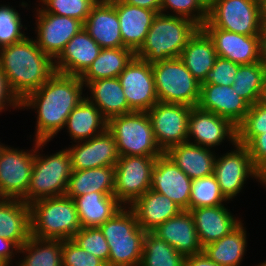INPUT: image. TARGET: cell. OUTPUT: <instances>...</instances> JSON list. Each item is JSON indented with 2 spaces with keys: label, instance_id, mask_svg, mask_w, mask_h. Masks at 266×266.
<instances>
[{
  "label": "cell",
  "instance_id": "16",
  "mask_svg": "<svg viewBox=\"0 0 266 266\" xmlns=\"http://www.w3.org/2000/svg\"><path fill=\"white\" fill-rule=\"evenodd\" d=\"M195 139L193 142L190 139ZM187 142L211 149L229 139L234 145L237 142V127L228 119L198 106L191 109L188 119Z\"/></svg>",
  "mask_w": 266,
  "mask_h": 266
},
{
  "label": "cell",
  "instance_id": "25",
  "mask_svg": "<svg viewBox=\"0 0 266 266\" xmlns=\"http://www.w3.org/2000/svg\"><path fill=\"white\" fill-rule=\"evenodd\" d=\"M202 247L221 239L242 221L237 220L224 205L189 210Z\"/></svg>",
  "mask_w": 266,
  "mask_h": 266
},
{
  "label": "cell",
  "instance_id": "20",
  "mask_svg": "<svg viewBox=\"0 0 266 266\" xmlns=\"http://www.w3.org/2000/svg\"><path fill=\"white\" fill-rule=\"evenodd\" d=\"M199 108L228 119L238 127L245 119L250 105L231 86L200 84Z\"/></svg>",
  "mask_w": 266,
  "mask_h": 266
},
{
  "label": "cell",
  "instance_id": "49",
  "mask_svg": "<svg viewBox=\"0 0 266 266\" xmlns=\"http://www.w3.org/2000/svg\"><path fill=\"white\" fill-rule=\"evenodd\" d=\"M16 252H19V247L13 241L0 236V263L3 266L12 264V257L17 254Z\"/></svg>",
  "mask_w": 266,
  "mask_h": 266
},
{
  "label": "cell",
  "instance_id": "19",
  "mask_svg": "<svg viewBox=\"0 0 266 266\" xmlns=\"http://www.w3.org/2000/svg\"><path fill=\"white\" fill-rule=\"evenodd\" d=\"M192 179L164 153L152 169L151 190L171 199L183 210H189Z\"/></svg>",
  "mask_w": 266,
  "mask_h": 266
},
{
  "label": "cell",
  "instance_id": "18",
  "mask_svg": "<svg viewBox=\"0 0 266 266\" xmlns=\"http://www.w3.org/2000/svg\"><path fill=\"white\" fill-rule=\"evenodd\" d=\"M72 146L68 147L67 150L71 157L73 170L105 166L115 167L120 157L116 140L108 130L91 139L77 142V145L73 144Z\"/></svg>",
  "mask_w": 266,
  "mask_h": 266
},
{
  "label": "cell",
  "instance_id": "34",
  "mask_svg": "<svg viewBox=\"0 0 266 266\" xmlns=\"http://www.w3.org/2000/svg\"><path fill=\"white\" fill-rule=\"evenodd\" d=\"M245 227L241 222L229 234L203 247V252L220 266H240L247 247Z\"/></svg>",
  "mask_w": 266,
  "mask_h": 266
},
{
  "label": "cell",
  "instance_id": "10",
  "mask_svg": "<svg viewBox=\"0 0 266 266\" xmlns=\"http://www.w3.org/2000/svg\"><path fill=\"white\" fill-rule=\"evenodd\" d=\"M157 157L120 156L115 166L114 196L124 206L151 189L152 169Z\"/></svg>",
  "mask_w": 266,
  "mask_h": 266
},
{
  "label": "cell",
  "instance_id": "52",
  "mask_svg": "<svg viewBox=\"0 0 266 266\" xmlns=\"http://www.w3.org/2000/svg\"><path fill=\"white\" fill-rule=\"evenodd\" d=\"M260 45H261V58L266 63V21L262 26L260 33Z\"/></svg>",
  "mask_w": 266,
  "mask_h": 266
},
{
  "label": "cell",
  "instance_id": "1",
  "mask_svg": "<svg viewBox=\"0 0 266 266\" xmlns=\"http://www.w3.org/2000/svg\"><path fill=\"white\" fill-rule=\"evenodd\" d=\"M83 86L80 76L55 72L20 102V109H37L36 141L49 142L65 127L69 114L85 98Z\"/></svg>",
  "mask_w": 266,
  "mask_h": 266
},
{
  "label": "cell",
  "instance_id": "55",
  "mask_svg": "<svg viewBox=\"0 0 266 266\" xmlns=\"http://www.w3.org/2000/svg\"><path fill=\"white\" fill-rule=\"evenodd\" d=\"M261 2V11L264 19H266V0H260Z\"/></svg>",
  "mask_w": 266,
  "mask_h": 266
},
{
  "label": "cell",
  "instance_id": "30",
  "mask_svg": "<svg viewBox=\"0 0 266 266\" xmlns=\"http://www.w3.org/2000/svg\"><path fill=\"white\" fill-rule=\"evenodd\" d=\"M217 57L212 39L199 28L183 48L179 58L201 84Z\"/></svg>",
  "mask_w": 266,
  "mask_h": 266
},
{
  "label": "cell",
  "instance_id": "27",
  "mask_svg": "<svg viewBox=\"0 0 266 266\" xmlns=\"http://www.w3.org/2000/svg\"><path fill=\"white\" fill-rule=\"evenodd\" d=\"M209 148L191 143L170 147L165 154L190 179H200L213 174L216 155Z\"/></svg>",
  "mask_w": 266,
  "mask_h": 266
},
{
  "label": "cell",
  "instance_id": "4",
  "mask_svg": "<svg viewBox=\"0 0 266 266\" xmlns=\"http://www.w3.org/2000/svg\"><path fill=\"white\" fill-rule=\"evenodd\" d=\"M31 236L41 239H72L81 229L74 200L58 196L29 204Z\"/></svg>",
  "mask_w": 266,
  "mask_h": 266
},
{
  "label": "cell",
  "instance_id": "42",
  "mask_svg": "<svg viewBox=\"0 0 266 266\" xmlns=\"http://www.w3.org/2000/svg\"><path fill=\"white\" fill-rule=\"evenodd\" d=\"M266 131V106H250L244 121L237 127V142L246 146L256 135Z\"/></svg>",
  "mask_w": 266,
  "mask_h": 266
},
{
  "label": "cell",
  "instance_id": "48",
  "mask_svg": "<svg viewBox=\"0 0 266 266\" xmlns=\"http://www.w3.org/2000/svg\"><path fill=\"white\" fill-rule=\"evenodd\" d=\"M9 107L20 108V101L8 86L6 76L0 69V112Z\"/></svg>",
  "mask_w": 266,
  "mask_h": 266
},
{
  "label": "cell",
  "instance_id": "17",
  "mask_svg": "<svg viewBox=\"0 0 266 266\" xmlns=\"http://www.w3.org/2000/svg\"><path fill=\"white\" fill-rule=\"evenodd\" d=\"M212 39L217 56L239 65L262 61L260 35H242L219 28H202Z\"/></svg>",
  "mask_w": 266,
  "mask_h": 266
},
{
  "label": "cell",
  "instance_id": "2",
  "mask_svg": "<svg viewBox=\"0 0 266 266\" xmlns=\"http://www.w3.org/2000/svg\"><path fill=\"white\" fill-rule=\"evenodd\" d=\"M0 69L20 102L55 73L54 61L29 37L0 48Z\"/></svg>",
  "mask_w": 266,
  "mask_h": 266
},
{
  "label": "cell",
  "instance_id": "15",
  "mask_svg": "<svg viewBox=\"0 0 266 266\" xmlns=\"http://www.w3.org/2000/svg\"><path fill=\"white\" fill-rule=\"evenodd\" d=\"M36 11L35 42L54 61L70 39L83 28V23L72 17L47 13L41 7Z\"/></svg>",
  "mask_w": 266,
  "mask_h": 266
},
{
  "label": "cell",
  "instance_id": "44",
  "mask_svg": "<svg viewBox=\"0 0 266 266\" xmlns=\"http://www.w3.org/2000/svg\"><path fill=\"white\" fill-rule=\"evenodd\" d=\"M72 240L85 251L103 260L108 266L110 248L99 227L81 228Z\"/></svg>",
  "mask_w": 266,
  "mask_h": 266
},
{
  "label": "cell",
  "instance_id": "53",
  "mask_svg": "<svg viewBox=\"0 0 266 266\" xmlns=\"http://www.w3.org/2000/svg\"><path fill=\"white\" fill-rule=\"evenodd\" d=\"M258 103L260 105L266 106V79L264 81L262 90L260 92V96H259V99H258Z\"/></svg>",
  "mask_w": 266,
  "mask_h": 266
},
{
  "label": "cell",
  "instance_id": "12",
  "mask_svg": "<svg viewBox=\"0 0 266 266\" xmlns=\"http://www.w3.org/2000/svg\"><path fill=\"white\" fill-rule=\"evenodd\" d=\"M34 148L29 152L3 146L0 151V197L22 199L29 187L36 154Z\"/></svg>",
  "mask_w": 266,
  "mask_h": 266
},
{
  "label": "cell",
  "instance_id": "22",
  "mask_svg": "<svg viewBox=\"0 0 266 266\" xmlns=\"http://www.w3.org/2000/svg\"><path fill=\"white\" fill-rule=\"evenodd\" d=\"M83 28L101 48L124 47L114 0H98Z\"/></svg>",
  "mask_w": 266,
  "mask_h": 266
},
{
  "label": "cell",
  "instance_id": "54",
  "mask_svg": "<svg viewBox=\"0 0 266 266\" xmlns=\"http://www.w3.org/2000/svg\"><path fill=\"white\" fill-rule=\"evenodd\" d=\"M201 4L208 10L215 0H199Z\"/></svg>",
  "mask_w": 266,
  "mask_h": 266
},
{
  "label": "cell",
  "instance_id": "7",
  "mask_svg": "<svg viewBox=\"0 0 266 266\" xmlns=\"http://www.w3.org/2000/svg\"><path fill=\"white\" fill-rule=\"evenodd\" d=\"M107 130L116 140L120 156L159 157V148L147 112H130L108 120Z\"/></svg>",
  "mask_w": 266,
  "mask_h": 266
},
{
  "label": "cell",
  "instance_id": "43",
  "mask_svg": "<svg viewBox=\"0 0 266 266\" xmlns=\"http://www.w3.org/2000/svg\"><path fill=\"white\" fill-rule=\"evenodd\" d=\"M168 8L175 14L165 13ZM160 13L189 19L200 28L208 18V10L199 0H161Z\"/></svg>",
  "mask_w": 266,
  "mask_h": 266
},
{
  "label": "cell",
  "instance_id": "36",
  "mask_svg": "<svg viewBox=\"0 0 266 266\" xmlns=\"http://www.w3.org/2000/svg\"><path fill=\"white\" fill-rule=\"evenodd\" d=\"M24 259L18 266H62V240L31 236L20 248Z\"/></svg>",
  "mask_w": 266,
  "mask_h": 266
},
{
  "label": "cell",
  "instance_id": "21",
  "mask_svg": "<svg viewBox=\"0 0 266 266\" xmlns=\"http://www.w3.org/2000/svg\"><path fill=\"white\" fill-rule=\"evenodd\" d=\"M101 49L98 43L82 28L70 39L54 60L55 72L81 76L98 57Z\"/></svg>",
  "mask_w": 266,
  "mask_h": 266
},
{
  "label": "cell",
  "instance_id": "26",
  "mask_svg": "<svg viewBox=\"0 0 266 266\" xmlns=\"http://www.w3.org/2000/svg\"><path fill=\"white\" fill-rule=\"evenodd\" d=\"M130 208L134 212L138 225L146 232H152L183 209L163 194L149 189L137 198Z\"/></svg>",
  "mask_w": 266,
  "mask_h": 266
},
{
  "label": "cell",
  "instance_id": "47",
  "mask_svg": "<svg viewBox=\"0 0 266 266\" xmlns=\"http://www.w3.org/2000/svg\"><path fill=\"white\" fill-rule=\"evenodd\" d=\"M246 147L249 150L251 159L257 170L266 175V131L263 134L256 135Z\"/></svg>",
  "mask_w": 266,
  "mask_h": 266
},
{
  "label": "cell",
  "instance_id": "24",
  "mask_svg": "<svg viewBox=\"0 0 266 266\" xmlns=\"http://www.w3.org/2000/svg\"><path fill=\"white\" fill-rule=\"evenodd\" d=\"M124 47L136 53L145 41L157 12L114 0Z\"/></svg>",
  "mask_w": 266,
  "mask_h": 266
},
{
  "label": "cell",
  "instance_id": "14",
  "mask_svg": "<svg viewBox=\"0 0 266 266\" xmlns=\"http://www.w3.org/2000/svg\"><path fill=\"white\" fill-rule=\"evenodd\" d=\"M118 79L133 112H147L158 102L151 63L134 57Z\"/></svg>",
  "mask_w": 266,
  "mask_h": 266
},
{
  "label": "cell",
  "instance_id": "11",
  "mask_svg": "<svg viewBox=\"0 0 266 266\" xmlns=\"http://www.w3.org/2000/svg\"><path fill=\"white\" fill-rule=\"evenodd\" d=\"M233 147L236 150L216 157L213 171L222 194L229 201L240 193L247 178L254 177L260 183L263 179L253 164L248 148L238 142Z\"/></svg>",
  "mask_w": 266,
  "mask_h": 266
},
{
  "label": "cell",
  "instance_id": "50",
  "mask_svg": "<svg viewBox=\"0 0 266 266\" xmlns=\"http://www.w3.org/2000/svg\"><path fill=\"white\" fill-rule=\"evenodd\" d=\"M184 266H220L213 260H210L205 253H201L186 256Z\"/></svg>",
  "mask_w": 266,
  "mask_h": 266
},
{
  "label": "cell",
  "instance_id": "31",
  "mask_svg": "<svg viewBox=\"0 0 266 266\" xmlns=\"http://www.w3.org/2000/svg\"><path fill=\"white\" fill-rule=\"evenodd\" d=\"M85 87H88L92 96L85 97L100 110L107 120L133 112L129 108L118 77L91 81Z\"/></svg>",
  "mask_w": 266,
  "mask_h": 266
},
{
  "label": "cell",
  "instance_id": "37",
  "mask_svg": "<svg viewBox=\"0 0 266 266\" xmlns=\"http://www.w3.org/2000/svg\"><path fill=\"white\" fill-rule=\"evenodd\" d=\"M266 79V63L262 60L248 65H240L235 75L232 88L250 106L258 102Z\"/></svg>",
  "mask_w": 266,
  "mask_h": 266
},
{
  "label": "cell",
  "instance_id": "38",
  "mask_svg": "<svg viewBox=\"0 0 266 266\" xmlns=\"http://www.w3.org/2000/svg\"><path fill=\"white\" fill-rule=\"evenodd\" d=\"M184 262V255L153 232H146L139 266H184Z\"/></svg>",
  "mask_w": 266,
  "mask_h": 266
},
{
  "label": "cell",
  "instance_id": "5",
  "mask_svg": "<svg viewBox=\"0 0 266 266\" xmlns=\"http://www.w3.org/2000/svg\"><path fill=\"white\" fill-rule=\"evenodd\" d=\"M99 228L110 248L108 266L140 265L146 231L129 206H123Z\"/></svg>",
  "mask_w": 266,
  "mask_h": 266
},
{
  "label": "cell",
  "instance_id": "41",
  "mask_svg": "<svg viewBox=\"0 0 266 266\" xmlns=\"http://www.w3.org/2000/svg\"><path fill=\"white\" fill-rule=\"evenodd\" d=\"M18 11L9 5H0V48L18 43L27 36Z\"/></svg>",
  "mask_w": 266,
  "mask_h": 266
},
{
  "label": "cell",
  "instance_id": "40",
  "mask_svg": "<svg viewBox=\"0 0 266 266\" xmlns=\"http://www.w3.org/2000/svg\"><path fill=\"white\" fill-rule=\"evenodd\" d=\"M47 13L68 16L84 23L98 0H40Z\"/></svg>",
  "mask_w": 266,
  "mask_h": 266
},
{
  "label": "cell",
  "instance_id": "46",
  "mask_svg": "<svg viewBox=\"0 0 266 266\" xmlns=\"http://www.w3.org/2000/svg\"><path fill=\"white\" fill-rule=\"evenodd\" d=\"M239 66V64H236L231 60L217 57L212 69L207 72V75L201 84L211 83L231 86Z\"/></svg>",
  "mask_w": 266,
  "mask_h": 266
},
{
  "label": "cell",
  "instance_id": "57",
  "mask_svg": "<svg viewBox=\"0 0 266 266\" xmlns=\"http://www.w3.org/2000/svg\"><path fill=\"white\" fill-rule=\"evenodd\" d=\"M258 266H266V261L261 263L260 265L258 264Z\"/></svg>",
  "mask_w": 266,
  "mask_h": 266
},
{
  "label": "cell",
  "instance_id": "8",
  "mask_svg": "<svg viewBox=\"0 0 266 266\" xmlns=\"http://www.w3.org/2000/svg\"><path fill=\"white\" fill-rule=\"evenodd\" d=\"M151 68L158 102L198 105L200 83L179 57L154 62Z\"/></svg>",
  "mask_w": 266,
  "mask_h": 266
},
{
  "label": "cell",
  "instance_id": "51",
  "mask_svg": "<svg viewBox=\"0 0 266 266\" xmlns=\"http://www.w3.org/2000/svg\"><path fill=\"white\" fill-rule=\"evenodd\" d=\"M123 3H127L133 6H138L144 9L154 10L160 13L161 0H121Z\"/></svg>",
  "mask_w": 266,
  "mask_h": 266
},
{
  "label": "cell",
  "instance_id": "9",
  "mask_svg": "<svg viewBox=\"0 0 266 266\" xmlns=\"http://www.w3.org/2000/svg\"><path fill=\"white\" fill-rule=\"evenodd\" d=\"M260 0H215L201 28H219L242 35H260L264 24Z\"/></svg>",
  "mask_w": 266,
  "mask_h": 266
},
{
  "label": "cell",
  "instance_id": "13",
  "mask_svg": "<svg viewBox=\"0 0 266 266\" xmlns=\"http://www.w3.org/2000/svg\"><path fill=\"white\" fill-rule=\"evenodd\" d=\"M191 109L185 104L157 102L147 111L156 142L164 153L172 146L187 142Z\"/></svg>",
  "mask_w": 266,
  "mask_h": 266
},
{
  "label": "cell",
  "instance_id": "3",
  "mask_svg": "<svg viewBox=\"0 0 266 266\" xmlns=\"http://www.w3.org/2000/svg\"><path fill=\"white\" fill-rule=\"evenodd\" d=\"M200 27L189 19L157 13L135 57L149 63L178 58Z\"/></svg>",
  "mask_w": 266,
  "mask_h": 266
},
{
  "label": "cell",
  "instance_id": "56",
  "mask_svg": "<svg viewBox=\"0 0 266 266\" xmlns=\"http://www.w3.org/2000/svg\"><path fill=\"white\" fill-rule=\"evenodd\" d=\"M263 185H265L266 186V175L265 176H263V179H262V182H261Z\"/></svg>",
  "mask_w": 266,
  "mask_h": 266
},
{
  "label": "cell",
  "instance_id": "28",
  "mask_svg": "<svg viewBox=\"0 0 266 266\" xmlns=\"http://www.w3.org/2000/svg\"><path fill=\"white\" fill-rule=\"evenodd\" d=\"M0 236L19 248L31 237L30 206L21 199L0 201Z\"/></svg>",
  "mask_w": 266,
  "mask_h": 266
},
{
  "label": "cell",
  "instance_id": "32",
  "mask_svg": "<svg viewBox=\"0 0 266 266\" xmlns=\"http://www.w3.org/2000/svg\"><path fill=\"white\" fill-rule=\"evenodd\" d=\"M73 200L81 228L100 227L123 207L114 195L101 192L81 195Z\"/></svg>",
  "mask_w": 266,
  "mask_h": 266
},
{
  "label": "cell",
  "instance_id": "29",
  "mask_svg": "<svg viewBox=\"0 0 266 266\" xmlns=\"http://www.w3.org/2000/svg\"><path fill=\"white\" fill-rule=\"evenodd\" d=\"M107 125L108 120L86 97L72 110L65 123L75 143L102 134L107 130Z\"/></svg>",
  "mask_w": 266,
  "mask_h": 266
},
{
  "label": "cell",
  "instance_id": "39",
  "mask_svg": "<svg viewBox=\"0 0 266 266\" xmlns=\"http://www.w3.org/2000/svg\"><path fill=\"white\" fill-rule=\"evenodd\" d=\"M224 201L228 200L222 194L217 179L213 174L192 180L189 210L223 205L222 202Z\"/></svg>",
  "mask_w": 266,
  "mask_h": 266
},
{
  "label": "cell",
  "instance_id": "35",
  "mask_svg": "<svg viewBox=\"0 0 266 266\" xmlns=\"http://www.w3.org/2000/svg\"><path fill=\"white\" fill-rule=\"evenodd\" d=\"M134 57L135 53L126 47L102 48L80 79L86 86L91 81L116 78Z\"/></svg>",
  "mask_w": 266,
  "mask_h": 266
},
{
  "label": "cell",
  "instance_id": "45",
  "mask_svg": "<svg viewBox=\"0 0 266 266\" xmlns=\"http://www.w3.org/2000/svg\"><path fill=\"white\" fill-rule=\"evenodd\" d=\"M62 266H107V264L85 251L72 239L62 240Z\"/></svg>",
  "mask_w": 266,
  "mask_h": 266
},
{
  "label": "cell",
  "instance_id": "33",
  "mask_svg": "<svg viewBox=\"0 0 266 266\" xmlns=\"http://www.w3.org/2000/svg\"><path fill=\"white\" fill-rule=\"evenodd\" d=\"M114 180L115 167L113 166L73 170L65 195L72 199L93 192L114 195Z\"/></svg>",
  "mask_w": 266,
  "mask_h": 266
},
{
  "label": "cell",
  "instance_id": "6",
  "mask_svg": "<svg viewBox=\"0 0 266 266\" xmlns=\"http://www.w3.org/2000/svg\"><path fill=\"white\" fill-rule=\"evenodd\" d=\"M46 144L47 141H36L32 176L27 193L21 199L28 205L40 199L64 196L72 175L71 157L67 148L50 156L41 155L38 151Z\"/></svg>",
  "mask_w": 266,
  "mask_h": 266
},
{
  "label": "cell",
  "instance_id": "58",
  "mask_svg": "<svg viewBox=\"0 0 266 266\" xmlns=\"http://www.w3.org/2000/svg\"><path fill=\"white\" fill-rule=\"evenodd\" d=\"M4 144L0 143V151L3 148Z\"/></svg>",
  "mask_w": 266,
  "mask_h": 266
},
{
  "label": "cell",
  "instance_id": "23",
  "mask_svg": "<svg viewBox=\"0 0 266 266\" xmlns=\"http://www.w3.org/2000/svg\"><path fill=\"white\" fill-rule=\"evenodd\" d=\"M152 232L185 257L201 253L203 250L189 210L181 211Z\"/></svg>",
  "mask_w": 266,
  "mask_h": 266
}]
</instances>
